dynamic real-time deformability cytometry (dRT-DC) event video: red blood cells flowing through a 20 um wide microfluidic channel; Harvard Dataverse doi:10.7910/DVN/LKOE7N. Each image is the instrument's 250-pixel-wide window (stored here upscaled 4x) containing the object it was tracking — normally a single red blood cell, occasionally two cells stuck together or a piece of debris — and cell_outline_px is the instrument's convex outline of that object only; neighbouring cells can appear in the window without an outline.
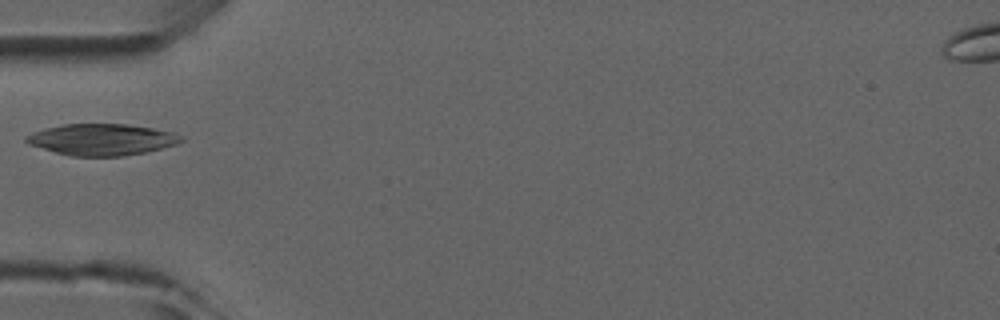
{"species": "common noctule bat (a hibernating species)", "species_latin": "Nyctalus noctula", "temperature_condition": "room temperature", "stored_images_in_passage": 5, "camera_frame_rate_fps": 3000, "um_per_image_px": 0.085, "animal": {"sex": "male", "forearm_length_mm": 52.5}, "frame": {"image": 1, "passage_image": 4, "time_ms": 4.333, "image_size_px": [1000, 320], "cell_outline_px": [[184, 140], [176, 144], [144, 152], [124, 156], [72, 156], [56, 152], [28, 144], [24, 140], [24, 136], [32, 132], [44, 128], [64, 124], [128, 124], [152, 128], [172, 132], [184, 136]], "centroid_in_image_um": [8.63, 11.85], "position_along_channel_um": 76.4, "area_um2": 28.32}}
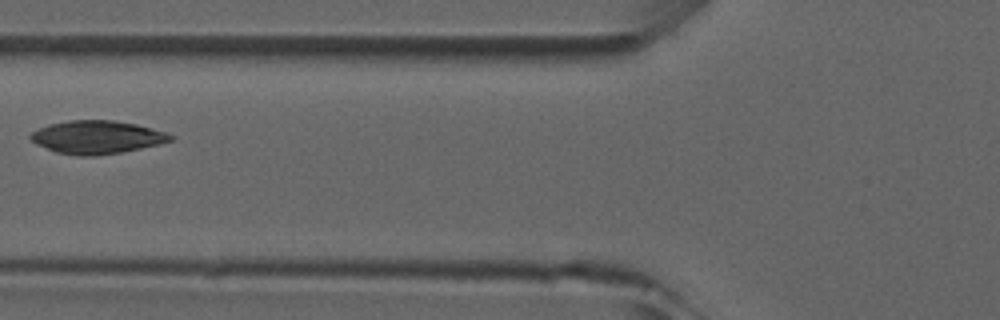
{"frame": {"image": 2, "passage_image": 5, "time_ms": 5.333, "image_size_px": [1000, 320], "cell_outline_px": [[176, 136], [172, 140], [160, 144], [120, 152], [96, 156], [80, 156], [56, 152], [36, 144], [28, 136], [32, 132], [48, 124], [68, 120], [112, 120], [136, 124], [164, 132]], "centroid_in_image_um": [8.22, 11.66], "position_along_channel_um": 117.6, "area_um2": 26.88}}